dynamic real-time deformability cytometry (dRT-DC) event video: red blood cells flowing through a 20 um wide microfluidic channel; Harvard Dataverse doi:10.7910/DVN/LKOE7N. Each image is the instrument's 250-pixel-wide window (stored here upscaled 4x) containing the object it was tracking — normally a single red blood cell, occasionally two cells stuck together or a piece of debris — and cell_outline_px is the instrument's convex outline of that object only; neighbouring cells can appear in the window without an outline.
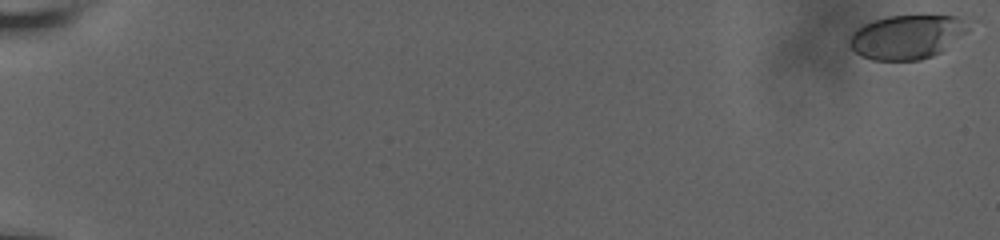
{"species": "human", "species_latin": "Homo sapiens", "temperature_condition": "room temperature", "stored_images_in_passage": 70, "camera_frame_rate_fps": 3000, "um_per_image_px": 0.085, "donor": {"sex": "male"}, "frame": {"image": 1, "passage_image": 1, "time_ms": 0.0, "image_size_px": [1000, 240], "cell_outline_px": [[968, 28], [964, 32], [940, 52], [932, 56], [920, 60], [872, 60], [860, 56], [848, 44], [848, 40], [852, 32], [864, 24], [888, 16], [960, 16], [964, 20]], "centroid_in_image_um": [77.02, 3.15], "position_along_channel_um": 8.0, "area_um2": 30.0}}
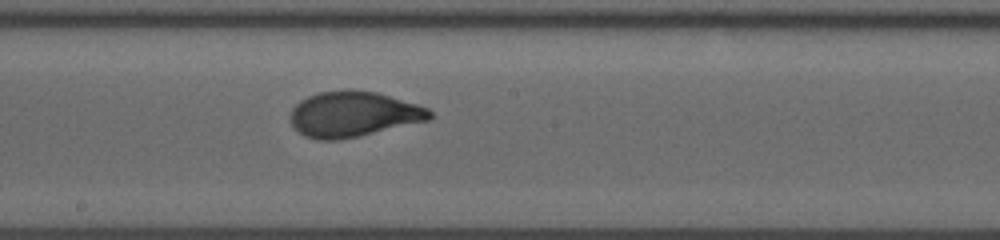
{"frame": {"image": 2, "passage_image": 36, "time_ms": 12.0, "image_size_px": [1000, 240], "cell_outline_px": [[436, 116], [428, 120], [356, 136], [336, 140], [316, 140], [304, 136], [292, 124], [288, 116], [292, 108], [300, 100], [308, 96], [320, 92], [348, 88], [352, 88], [376, 92], [416, 104], [428, 108]], "centroid_in_image_um": [30.0, 9.68], "position_along_channel_um": 218.2, "area_um2": 36.88}}
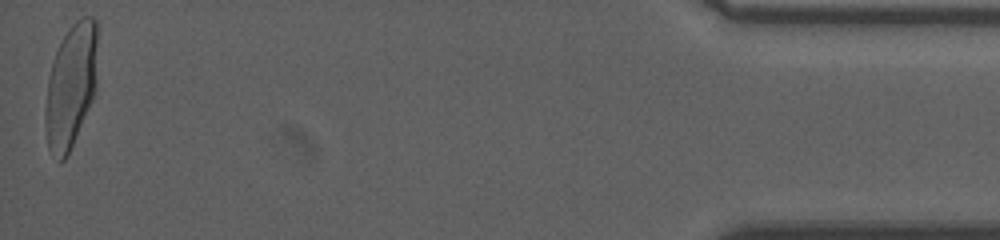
{"frame": {"image": 3, "passage_image": 70, "time_ms": 20.0, "image_size_px": [1000, 240], "cell_outline_px": [[96, 88], [92, 100], [68, 156], [60, 164], [48, 148], [44, 120], [44, 112], [48, 80], [52, 64], [56, 52], [64, 36], [72, 24], [76, 20], [84, 16], [92, 16], [96, 20]], "centroid_in_image_um": [6.01, 7.36], "position_along_channel_um": 429.2, "area_um2": 37.63}, "authors_computed_cell_mechanics": {"area_um2": 35.836, "velocity_mm_per_s": 3.6569, "shape_relaxation_time_tau1_ms": 3.7668, "shape_relaxation_time_tau2_ms": null, "deformation_change_tau1": 0.191, "deformation_change_tau2": null}}